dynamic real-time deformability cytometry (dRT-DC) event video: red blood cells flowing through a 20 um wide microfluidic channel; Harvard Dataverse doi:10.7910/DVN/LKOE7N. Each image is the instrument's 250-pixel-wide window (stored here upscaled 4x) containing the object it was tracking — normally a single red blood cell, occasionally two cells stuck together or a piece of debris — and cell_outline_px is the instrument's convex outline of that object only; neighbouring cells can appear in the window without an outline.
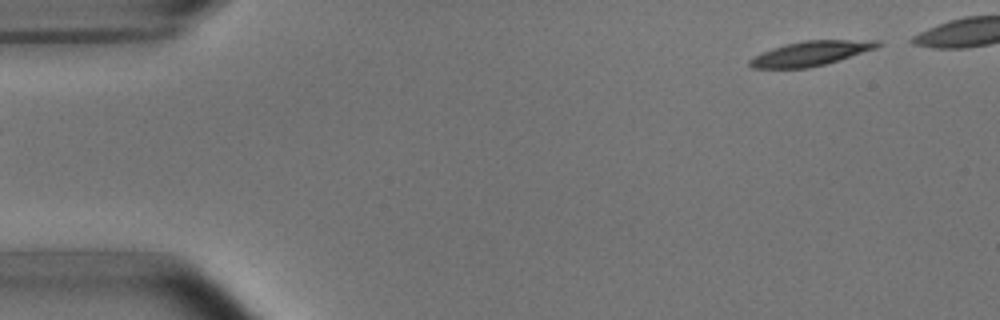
{"species": "common noctule bat (a hibernating species)", "species_latin": "Nyctalus noctula", "temperature_condition": "room temperature", "stored_images_in_passage": 5, "camera_frame_rate_fps": 3000, "um_per_image_px": 0.085, "animal": {"sex": "male", "body_mass_g": 15.6}, "frame": {"image": 1, "passage_image": 1, "time_ms": 0.0, "image_size_px": [1000, 320], "cell_outline_px": [[884, 44], [876, 48], [824, 64], [808, 68], [752, 68], [748, 64], [748, 60], [772, 48], [784, 44], [804, 40], [880, 40]], "centroid_in_image_um": [68.92, 4.53], "position_along_channel_um": 16.1, "area_um2": 18.15}}